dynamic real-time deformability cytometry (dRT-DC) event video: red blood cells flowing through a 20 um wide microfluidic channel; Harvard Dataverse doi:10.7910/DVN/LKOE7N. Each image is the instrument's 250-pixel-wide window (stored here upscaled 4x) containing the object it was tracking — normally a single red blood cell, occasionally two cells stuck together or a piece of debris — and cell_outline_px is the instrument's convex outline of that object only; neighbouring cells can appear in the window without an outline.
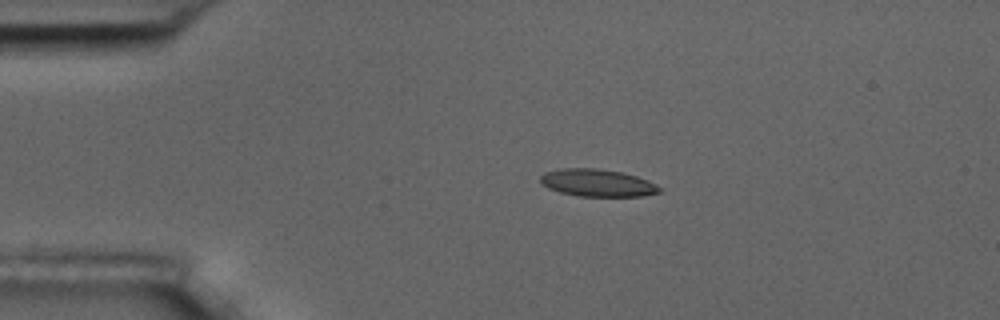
{"species": "common noctule bat (a hibernating species)", "species_latin": "Nyctalus noctula", "temperature_condition": "room temperature", "stored_images_in_passage": 5, "camera_frame_rate_fps": 3000, "um_per_image_px": 0.085, "animal": {"sex": "male", "body_mass_g": 17.5, "forearm_length_mm": 52.3}, "frame": {"image": 1, "passage_image": 2, "time_ms": 2.0, "image_size_px": [1000, 320], "cell_outline_px": [[660, 192], [644, 196], [576, 196], [560, 192], [548, 188], [540, 184], [540, 176], [544, 172], [560, 168], [596, 168], [620, 172], [636, 176], [648, 180], [656, 184], [660, 188]], "centroid_in_image_um": [50.74, 15.54], "position_along_channel_um": 34.3, "area_um2": 19.07}}
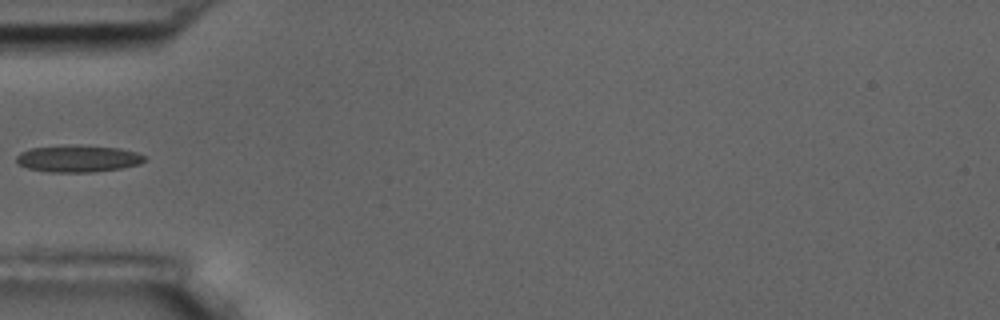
{"frame": {"image": 2, "passage_image": 4, "time_ms": 4.333, "image_size_px": [1000, 320], "cell_outline_px": [[144, 160], [140, 164], [120, 168], [92, 172], [48, 172], [28, 168], [20, 164], [16, 160], [16, 156], [20, 152], [32, 148], [68, 144], [76, 144], [120, 148], [136, 152], [144, 156]], "centroid_in_image_um": [6.62, 13.47], "position_along_channel_um": 78.4, "area_um2": 20.17}}